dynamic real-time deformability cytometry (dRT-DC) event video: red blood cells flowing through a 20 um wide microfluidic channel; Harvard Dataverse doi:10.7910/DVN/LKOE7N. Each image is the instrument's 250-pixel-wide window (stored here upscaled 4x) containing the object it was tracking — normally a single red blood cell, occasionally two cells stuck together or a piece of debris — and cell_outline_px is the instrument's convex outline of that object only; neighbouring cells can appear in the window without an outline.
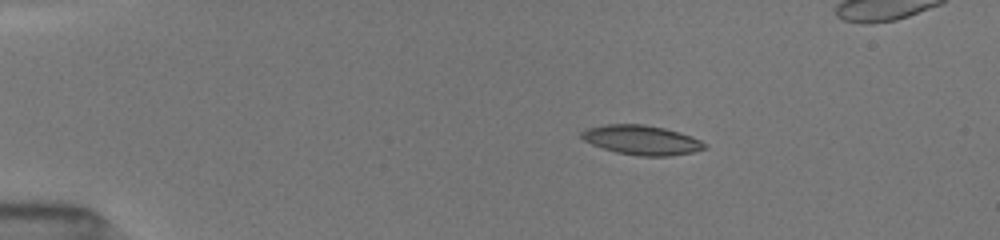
{"species": "common noctule bat (a hibernating species)", "species_latin": "Nyctalus noctula", "temperature_condition": "room temperature", "stored_images_in_passage": 47, "camera_frame_rate_fps": 3000, "um_per_image_px": 0.085, "animal": {"sex": "female", "body_mass_g": 19.5, "forearm_length_mm": 54.1}, "frame": {"image": 1, "passage_image": 9, "time_ms": 2.667, "image_size_px": [1000, 240], "cell_outline_px": [[708, 148], [692, 152], [668, 156], [636, 156], [616, 152], [592, 144], [584, 140], [580, 136], [580, 132], [588, 128], [604, 124], [644, 124], [664, 128], [680, 132], [692, 136], [708, 144]], "centroid_in_image_um": [54.56, 11.9], "position_along_channel_um": 30.4, "area_um2": 21.27}}
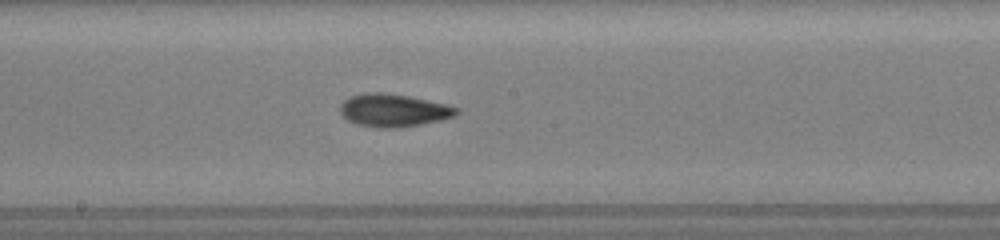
{"frame": {"image": 2, "passage_image": 28, "time_ms": 9.0, "image_size_px": [1000, 240], "cell_outline_px": [[460, 112], [456, 116], [440, 120], [420, 124], [396, 128], [380, 128], [356, 124], [348, 120], [340, 112], [340, 104], [344, 100], [352, 96], [368, 92], [380, 92], [408, 96], [444, 104], [460, 108]], "centroid_in_image_um": [33.45, 9.38], "position_along_channel_um": 214.7, "area_um2": 22.08}}
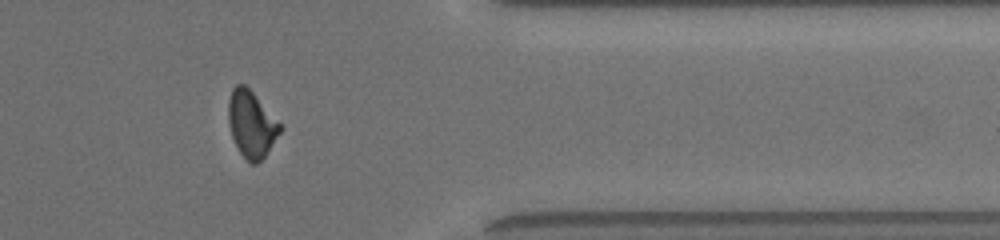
{"frame": {"image": 3, "passage_image": 42, "time_ms": 13.667, "image_size_px": [1000, 240], "cell_outline_px": [[284, 128], [264, 156], [256, 164], [252, 164], [240, 152], [232, 136], [228, 120], [228, 100], [232, 88], [236, 84], [244, 84], [252, 92]], "centroid_in_image_um": [21.36, 10.54], "position_along_channel_um": 390.0, "area_um2": 19.65}}